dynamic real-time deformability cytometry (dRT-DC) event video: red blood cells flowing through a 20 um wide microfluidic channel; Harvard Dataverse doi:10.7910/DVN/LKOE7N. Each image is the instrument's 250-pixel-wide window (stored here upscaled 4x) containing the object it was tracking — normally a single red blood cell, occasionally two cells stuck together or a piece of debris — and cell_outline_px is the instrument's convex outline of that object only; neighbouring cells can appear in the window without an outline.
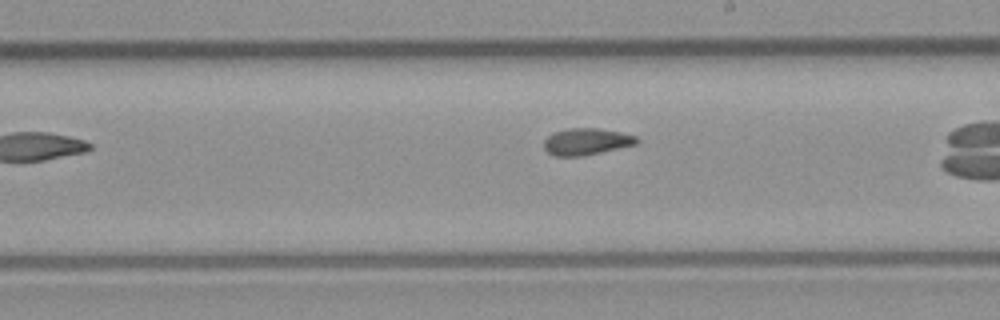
{"species": "common noctule bat (a hibernating species)", "species_latin": "Nyctalus noctula", "temperature_condition": "room temperature", "stored_images_in_passage": 37, "camera_frame_rate_fps": 3000, "um_per_image_px": 0.085, "animal": {"sex": "male", "body_mass_g": 23.1, "forearm_length_mm": 52.7}, "frame": {"image": 1, "passage_image": 27, "time_ms": 8.667, "image_size_px": [1000, 320], "cell_outline_px": [[640, 144], [584, 156], [552, 156], [544, 148], [544, 140], [548, 136], [556, 132], [568, 128], [600, 128], [620, 132], [636, 136], [640, 140]], "centroid_in_image_um": [49.9, 12.04], "position_along_channel_um": 239.1, "area_um2": 14.68}}